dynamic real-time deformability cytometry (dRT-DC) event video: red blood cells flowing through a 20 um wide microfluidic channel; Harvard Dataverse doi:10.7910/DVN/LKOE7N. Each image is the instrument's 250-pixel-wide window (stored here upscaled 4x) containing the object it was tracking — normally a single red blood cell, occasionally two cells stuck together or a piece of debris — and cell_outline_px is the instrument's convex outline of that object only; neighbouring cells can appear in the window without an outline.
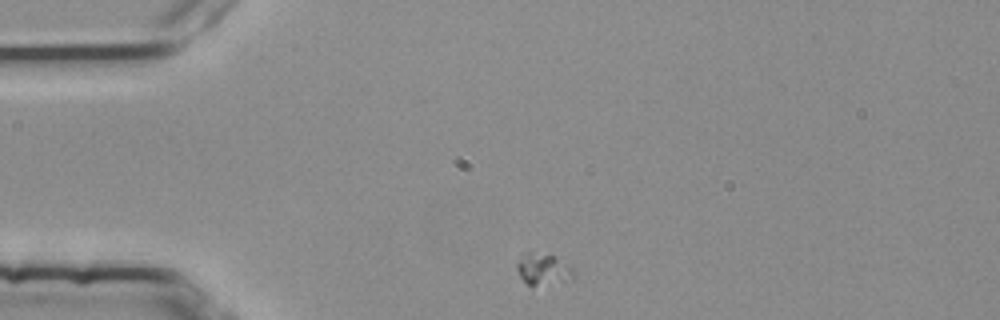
{"species": "common noctule bat (a hibernating species)", "species_latin": "Nyctalus noctula", "temperature_condition": "room temperature", "stored_images_in_passage": 5, "camera_frame_rate_fps": 3000, "um_per_image_px": 0.085, "animal": {"sex": "female", "body_mass_g": 25.1}, "frame": {"image": 1, "passage_image": 1, "time_ms": 0.0, "image_size_px": [1000, 320], "cell_outline_px": [[572, 280], [532, 288], [520, 276], [516, 268], [516, 264], [524, 252], [532, 252], [556, 256], [568, 264], [572, 268]], "centroid_in_image_um": [46.15, 22.91], "position_along_channel_um": 38.8, "area_um2": 10.64}}
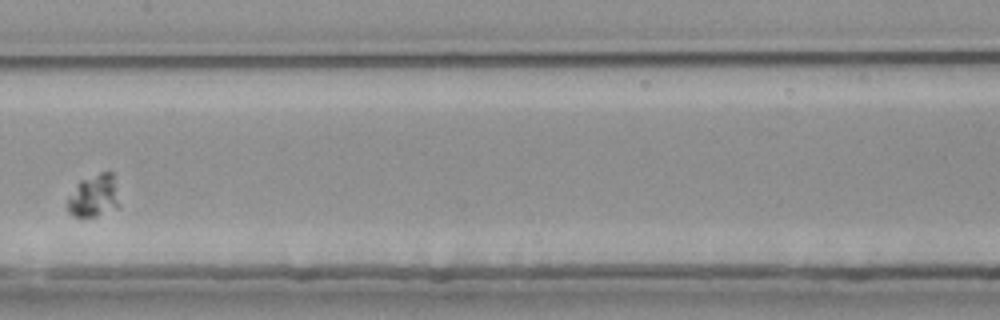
{"frame": {"image": 2, "passage_image": 5, "time_ms": 1.333, "image_size_px": [1000, 320], "cell_outline_px": [[120, 208], [96, 216], [72, 216], [68, 212], [68, 196], [76, 184], [80, 180], [100, 172], [112, 172], [120, 204]], "centroid_in_image_um": [7.99, 16.65], "position_along_channel_um": 199.4, "area_um2": 12.95}}